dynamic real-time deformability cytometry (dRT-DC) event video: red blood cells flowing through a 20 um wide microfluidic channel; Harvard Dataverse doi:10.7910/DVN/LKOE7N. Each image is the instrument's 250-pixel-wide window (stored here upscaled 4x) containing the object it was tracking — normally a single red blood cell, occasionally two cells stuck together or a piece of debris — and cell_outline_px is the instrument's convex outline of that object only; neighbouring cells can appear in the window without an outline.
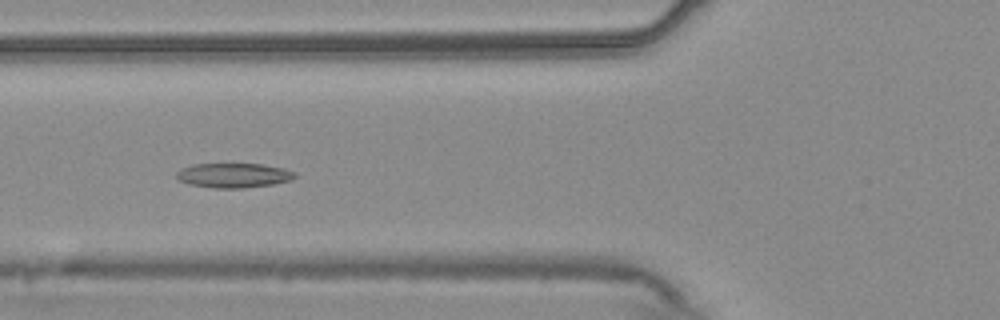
{"species": "common noctule bat (a hibernating species)", "species_latin": "Nyctalus noctula", "temperature_condition": "warm", "stored_images_in_passage": 45, "camera_frame_rate_fps": 3000, "um_per_image_px": 0.085, "animal": {"sex": "male", "body_mass_g": 20.4}, "frame": {"image": 1, "passage_image": 11, "time_ms": 3.333, "image_size_px": [1000, 320], "cell_outline_px": [[296, 176], [292, 180], [272, 184], [244, 188], [212, 188], [192, 184], [180, 180], [176, 176], [176, 172], [180, 168], [192, 164], [264, 164], [284, 168], [296, 172]], "centroid_in_image_um": [19.88, 14.9], "position_along_channel_um": 105.9, "area_um2": 16.99}}
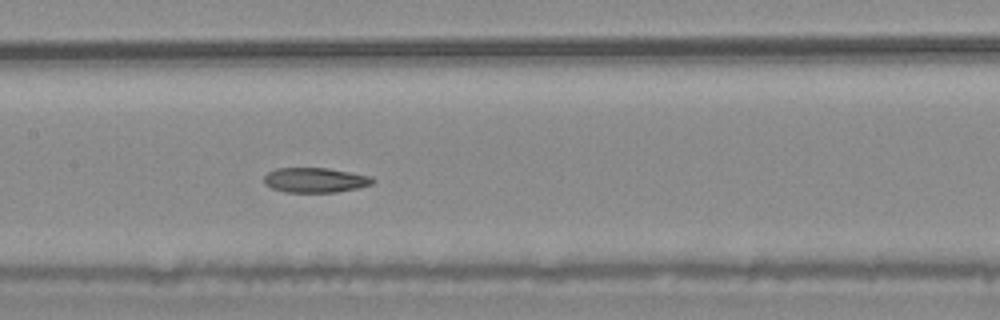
{"frame": {"image": 2, "passage_image": 17, "time_ms": 5.333, "image_size_px": [1000, 320], "cell_outline_px": [[376, 180], [372, 184], [356, 188], [336, 192], [284, 192], [272, 188], [264, 184], [264, 176], [268, 172], [276, 168], [328, 168], [372, 176]], "centroid_in_image_um": [26.78, 15.3], "position_along_channel_um": 180.6, "area_um2": 15.78}}
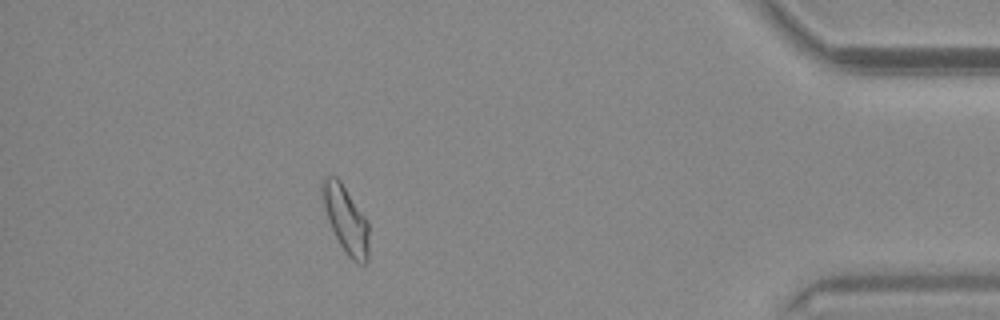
{"frame": {"image": 3, "passage_image": 39, "time_ms": 12.667, "image_size_px": [1000, 320], "cell_outline_px": [[368, 264], [360, 264], [352, 260], [344, 252], [328, 220], [324, 208], [320, 184], [320, 180], [324, 176], [336, 176], [340, 180], [368, 220]], "centroid_in_image_um": [29.39, 18.63], "position_along_channel_um": 405.8, "area_um2": 18.32}, "authors_computed_cell_mechanics": {"area_um2": 16.9932, "velocity_mm_per_s": 3.7225, "shape_relaxation_time_tau1_ms": null, "shape_relaxation_time_tau2_ms": 3.5095, "deformation_change_tau1": null, "deformation_change_tau2": 0.0814}}